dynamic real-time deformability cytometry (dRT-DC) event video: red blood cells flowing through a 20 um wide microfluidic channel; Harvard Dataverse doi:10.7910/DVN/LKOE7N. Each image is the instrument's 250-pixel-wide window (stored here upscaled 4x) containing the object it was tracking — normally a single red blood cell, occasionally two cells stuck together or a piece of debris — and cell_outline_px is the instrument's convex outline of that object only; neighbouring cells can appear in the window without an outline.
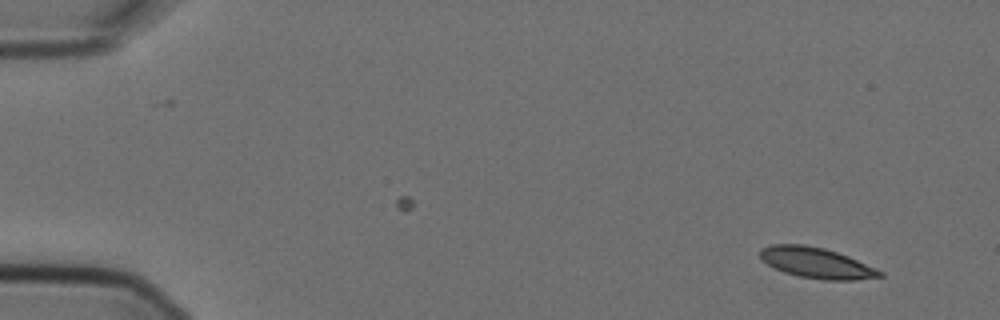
{"species": "Egyptian fruit bat (a non-hibernating species)", "species_latin": "Rousettus aegyptiacus", "temperature_condition": "cold", "stored_images_in_passage": 4, "camera_frame_rate_fps": 3000, "um_per_image_px": 0.085, "animal": {"sex": "female"}, "frame": {"image": 1, "passage_image": 4, "time_ms": 1.0, "image_size_px": [1000, 320], "cell_outline_px": [[884, 276], [856, 280], [824, 280], [800, 276], [784, 272], [768, 264], [760, 256], [760, 248], [772, 244], [804, 244], [824, 248], [848, 256], [876, 268], [884, 272]], "centroid_in_image_um": [69.42, 22.34], "position_along_channel_um": 15.6, "area_um2": 21.27}}